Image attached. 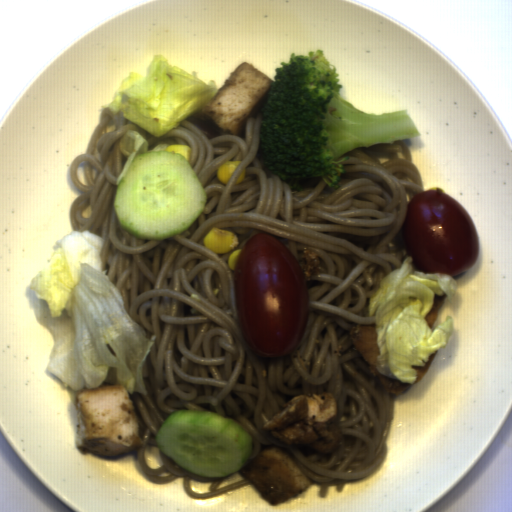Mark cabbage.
Here are the masks:
<instances>
[{
  "instance_id": "cabbage-1",
  "label": "cabbage",
  "mask_w": 512,
  "mask_h": 512,
  "mask_svg": "<svg viewBox=\"0 0 512 512\" xmlns=\"http://www.w3.org/2000/svg\"><path fill=\"white\" fill-rule=\"evenodd\" d=\"M105 243L90 231L63 236L29 288L53 335L45 363L74 391L106 385L147 394L144 368L156 336L126 314L123 296L103 270Z\"/></svg>"
},
{
  "instance_id": "cabbage-2",
  "label": "cabbage",
  "mask_w": 512,
  "mask_h": 512,
  "mask_svg": "<svg viewBox=\"0 0 512 512\" xmlns=\"http://www.w3.org/2000/svg\"><path fill=\"white\" fill-rule=\"evenodd\" d=\"M458 287L453 276L427 274L416 269L411 255L388 273L368 300L378 352L374 361L379 375L414 384L415 368L426 365L449 340L452 317L430 329L426 317L437 295L451 305Z\"/></svg>"
},
{
  "instance_id": "cabbage-3",
  "label": "cabbage",
  "mask_w": 512,
  "mask_h": 512,
  "mask_svg": "<svg viewBox=\"0 0 512 512\" xmlns=\"http://www.w3.org/2000/svg\"><path fill=\"white\" fill-rule=\"evenodd\" d=\"M217 90L214 80L203 82L196 71L156 56L144 75L125 76L108 109L160 138L211 100Z\"/></svg>"
},
{
  "instance_id": "cabbage-4",
  "label": "cabbage",
  "mask_w": 512,
  "mask_h": 512,
  "mask_svg": "<svg viewBox=\"0 0 512 512\" xmlns=\"http://www.w3.org/2000/svg\"><path fill=\"white\" fill-rule=\"evenodd\" d=\"M149 146L150 144L139 132L130 130L124 132L120 139L119 150L125 163L115 181L117 186L124 178L135 156L139 153L148 152Z\"/></svg>"
}]
</instances>
